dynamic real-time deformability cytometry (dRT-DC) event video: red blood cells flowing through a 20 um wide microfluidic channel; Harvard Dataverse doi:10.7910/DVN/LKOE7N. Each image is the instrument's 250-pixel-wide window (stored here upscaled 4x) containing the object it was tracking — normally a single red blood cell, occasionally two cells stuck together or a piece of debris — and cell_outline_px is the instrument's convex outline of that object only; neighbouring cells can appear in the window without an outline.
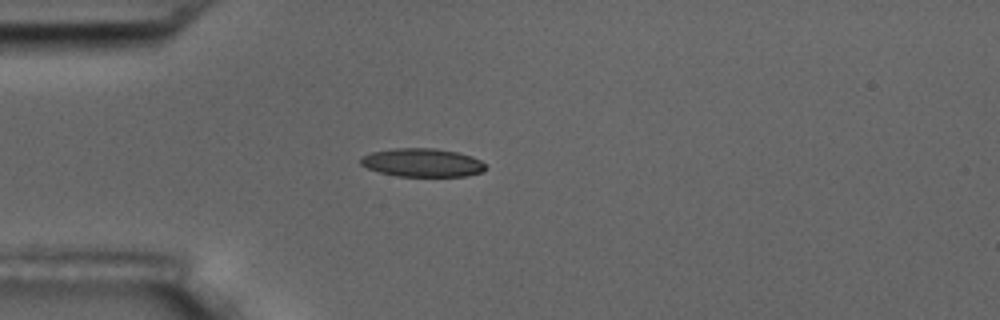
{"species": "common noctule bat (a hibernating species)", "species_latin": "Nyctalus noctula", "temperature_condition": "room temperature", "stored_images_in_passage": 41, "camera_frame_rate_fps": 3000, "um_per_image_px": 0.085, "animal": {"sex": "male", "body_mass_g": 17.5, "forearm_length_mm": 52.3}, "frame": {"image": 1, "passage_image": 1, "time_ms": 0.0, "image_size_px": [1000, 320], "cell_outline_px": [[484, 172], [464, 176], [396, 176], [380, 172], [368, 168], [360, 164], [360, 156], [372, 152], [396, 148], [436, 148], [460, 152], [472, 156], [480, 160], [484, 164]], "centroid_in_image_um": [35.9, 13.81], "position_along_channel_um": 49.1, "area_um2": 20.75}}
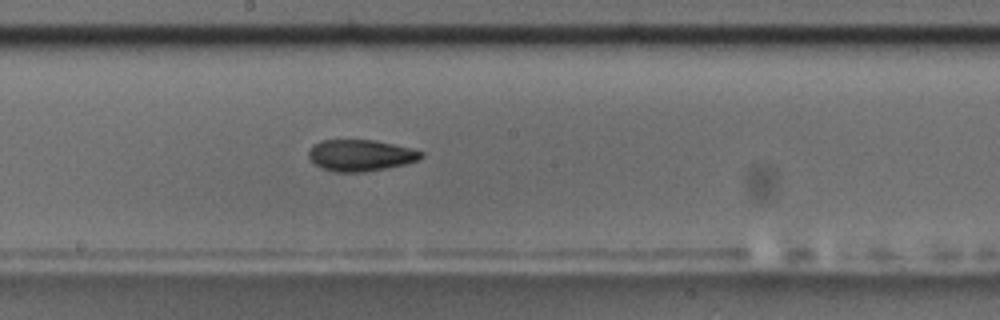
{"frame": {"image": 2, "passage_image": 16, "time_ms": 5.0, "image_size_px": [1000, 320], "cell_outline_px": [[424, 156], [416, 160], [404, 164], [364, 172], [332, 172], [316, 164], [308, 156], [308, 152], [312, 144], [320, 140], [376, 140], [424, 152]], "centroid_in_image_um": [30.61, 13.19], "position_along_channel_um": 217.6, "area_um2": 20.4}}
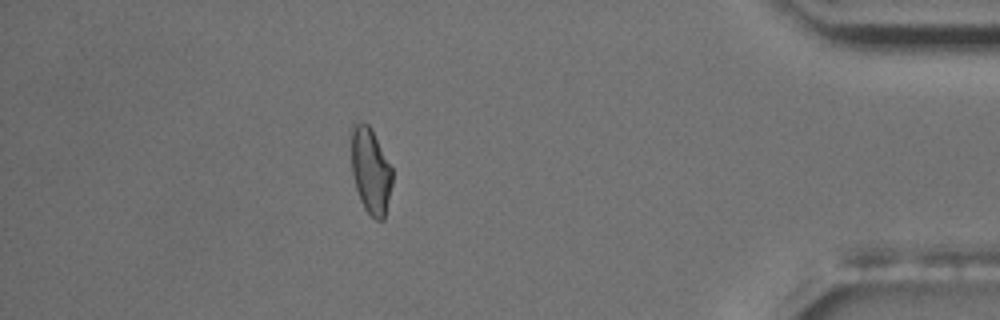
{"frame": {"image": 3, "passage_image": 35, "time_ms": 11.333, "image_size_px": [1000, 320], "cell_outline_px": [[392, 184], [384, 220], [376, 220], [364, 208], [360, 200], [356, 188], [352, 172], [348, 136], [348, 128], [356, 120], [360, 120], [368, 124], [372, 128], [392, 168]], "centroid_in_image_um": [31.44, 14.39], "position_along_channel_um": 403.8, "area_um2": 21.39}, "authors_computed_cell_mechanics": {"area_um2": 20.7502, "velocity_mm_per_s": 3.6231, "shape_relaxation_time_tau1_ms": 7.4336, "shape_relaxation_time_tau2_ms": 4.6702, "deformation_change_tau1": 0.1728, "deformation_change_tau2": 0.1074}}